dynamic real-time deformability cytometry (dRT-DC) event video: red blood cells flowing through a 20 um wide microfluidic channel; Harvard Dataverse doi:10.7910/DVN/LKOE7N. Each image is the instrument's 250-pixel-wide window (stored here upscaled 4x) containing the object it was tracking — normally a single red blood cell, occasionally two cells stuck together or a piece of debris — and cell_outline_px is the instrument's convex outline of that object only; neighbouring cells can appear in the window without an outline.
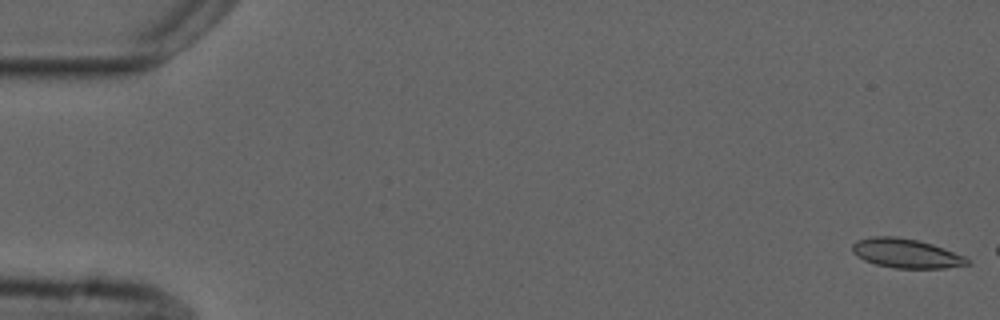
{"species": "common noctule bat (a hibernating species)", "species_latin": "Nyctalus noctula", "temperature_condition": "cold", "stored_images_in_passage": 9, "camera_frame_rate_fps": 3000, "um_per_image_px": 0.085, "animal": {"sex": "male", "forearm_length_mm": 52.5}, "frame": {"image": 1, "passage_image": 1, "time_ms": 0.0, "image_size_px": [1000, 320], "cell_outline_px": [[972, 264], [944, 268], [896, 268], [876, 264], [864, 260], [852, 252], [852, 244], [856, 240], [872, 236], [896, 236], [916, 240], [932, 244], [944, 248], [964, 256]], "centroid_in_image_um": [77.0, 21.53], "position_along_channel_um": 8.0, "area_um2": 19.54}}